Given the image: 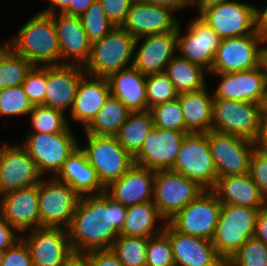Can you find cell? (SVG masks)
<instances>
[{
    "label": "cell",
    "mask_w": 267,
    "mask_h": 266,
    "mask_svg": "<svg viewBox=\"0 0 267 266\" xmlns=\"http://www.w3.org/2000/svg\"><path fill=\"white\" fill-rule=\"evenodd\" d=\"M221 77L213 99L253 102L263 105L267 91V71L263 63L250 70L214 73Z\"/></svg>",
    "instance_id": "19"
},
{
    "label": "cell",
    "mask_w": 267,
    "mask_h": 266,
    "mask_svg": "<svg viewBox=\"0 0 267 266\" xmlns=\"http://www.w3.org/2000/svg\"><path fill=\"white\" fill-rule=\"evenodd\" d=\"M163 220L164 224L155 231L157 220ZM165 218L160 214L153 201L139 203L127 207L126 218L119 235L128 237L150 238L164 232Z\"/></svg>",
    "instance_id": "32"
},
{
    "label": "cell",
    "mask_w": 267,
    "mask_h": 266,
    "mask_svg": "<svg viewBox=\"0 0 267 266\" xmlns=\"http://www.w3.org/2000/svg\"><path fill=\"white\" fill-rule=\"evenodd\" d=\"M94 1L95 0H72L71 5L63 13L81 17Z\"/></svg>",
    "instance_id": "53"
},
{
    "label": "cell",
    "mask_w": 267,
    "mask_h": 266,
    "mask_svg": "<svg viewBox=\"0 0 267 266\" xmlns=\"http://www.w3.org/2000/svg\"><path fill=\"white\" fill-rule=\"evenodd\" d=\"M152 129H154V123L149 110L131 112L115 137L123 148L134 157L140 151L143 141Z\"/></svg>",
    "instance_id": "35"
},
{
    "label": "cell",
    "mask_w": 267,
    "mask_h": 266,
    "mask_svg": "<svg viewBox=\"0 0 267 266\" xmlns=\"http://www.w3.org/2000/svg\"><path fill=\"white\" fill-rule=\"evenodd\" d=\"M32 108L33 104L29 101L22 85L0 90V115H28Z\"/></svg>",
    "instance_id": "42"
},
{
    "label": "cell",
    "mask_w": 267,
    "mask_h": 266,
    "mask_svg": "<svg viewBox=\"0 0 267 266\" xmlns=\"http://www.w3.org/2000/svg\"><path fill=\"white\" fill-rule=\"evenodd\" d=\"M204 191L197 182L180 173L155 171L153 202L166 222Z\"/></svg>",
    "instance_id": "10"
},
{
    "label": "cell",
    "mask_w": 267,
    "mask_h": 266,
    "mask_svg": "<svg viewBox=\"0 0 267 266\" xmlns=\"http://www.w3.org/2000/svg\"><path fill=\"white\" fill-rule=\"evenodd\" d=\"M81 65L47 66V88L44 106L61 111L72 107L81 78L85 75Z\"/></svg>",
    "instance_id": "26"
},
{
    "label": "cell",
    "mask_w": 267,
    "mask_h": 266,
    "mask_svg": "<svg viewBox=\"0 0 267 266\" xmlns=\"http://www.w3.org/2000/svg\"><path fill=\"white\" fill-rule=\"evenodd\" d=\"M110 95L107 78L85 74L79 82L77 94L71 107L72 118L74 121H80L85 129Z\"/></svg>",
    "instance_id": "27"
},
{
    "label": "cell",
    "mask_w": 267,
    "mask_h": 266,
    "mask_svg": "<svg viewBox=\"0 0 267 266\" xmlns=\"http://www.w3.org/2000/svg\"><path fill=\"white\" fill-rule=\"evenodd\" d=\"M253 237L267 245V205L258 212Z\"/></svg>",
    "instance_id": "51"
},
{
    "label": "cell",
    "mask_w": 267,
    "mask_h": 266,
    "mask_svg": "<svg viewBox=\"0 0 267 266\" xmlns=\"http://www.w3.org/2000/svg\"><path fill=\"white\" fill-rule=\"evenodd\" d=\"M54 177L68 184L80 197L105 192L96 170L88 163L80 146L67 158L63 167Z\"/></svg>",
    "instance_id": "29"
},
{
    "label": "cell",
    "mask_w": 267,
    "mask_h": 266,
    "mask_svg": "<svg viewBox=\"0 0 267 266\" xmlns=\"http://www.w3.org/2000/svg\"><path fill=\"white\" fill-rule=\"evenodd\" d=\"M22 145L33 159L41 176L50 171L57 175L67 158L79 147L70 131L58 133H30Z\"/></svg>",
    "instance_id": "7"
},
{
    "label": "cell",
    "mask_w": 267,
    "mask_h": 266,
    "mask_svg": "<svg viewBox=\"0 0 267 266\" xmlns=\"http://www.w3.org/2000/svg\"><path fill=\"white\" fill-rule=\"evenodd\" d=\"M155 171L134 164L120 179L112 182L105 193L125 207L153 201Z\"/></svg>",
    "instance_id": "24"
},
{
    "label": "cell",
    "mask_w": 267,
    "mask_h": 266,
    "mask_svg": "<svg viewBox=\"0 0 267 266\" xmlns=\"http://www.w3.org/2000/svg\"><path fill=\"white\" fill-rule=\"evenodd\" d=\"M53 22L61 50V65L84 66L90 57L91 42L83 28L81 18L56 13L53 14Z\"/></svg>",
    "instance_id": "23"
},
{
    "label": "cell",
    "mask_w": 267,
    "mask_h": 266,
    "mask_svg": "<svg viewBox=\"0 0 267 266\" xmlns=\"http://www.w3.org/2000/svg\"><path fill=\"white\" fill-rule=\"evenodd\" d=\"M6 44L33 66L61 65V50L53 15L38 12Z\"/></svg>",
    "instance_id": "2"
},
{
    "label": "cell",
    "mask_w": 267,
    "mask_h": 266,
    "mask_svg": "<svg viewBox=\"0 0 267 266\" xmlns=\"http://www.w3.org/2000/svg\"><path fill=\"white\" fill-rule=\"evenodd\" d=\"M3 258H4V252L0 251V266H2Z\"/></svg>",
    "instance_id": "61"
},
{
    "label": "cell",
    "mask_w": 267,
    "mask_h": 266,
    "mask_svg": "<svg viewBox=\"0 0 267 266\" xmlns=\"http://www.w3.org/2000/svg\"><path fill=\"white\" fill-rule=\"evenodd\" d=\"M180 24L177 26V49L179 56L188 59L210 71L221 38L200 17L194 18L188 25L187 34H180Z\"/></svg>",
    "instance_id": "18"
},
{
    "label": "cell",
    "mask_w": 267,
    "mask_h": 266,
    "mask_svg": "<svg viewBox=\"0 0 267 266\" xmlns=\"http://www.w3.org/2000/svg\"><path fill=\"white\" fill-rule=\"evenodd\" d=\"M20 238L17 231L0 214V251H6Z\"/></svg>",
    "instance_id": "50"
},
{
    "label": "cell",
    "mask_w": 267,
    "mask_h": 266,
    "mask_svg": "<svg viewBox=\"0 0 267 266\" xmlns=\"http://www.w3.org/2000/svg\"><path fill=\"white\" fill-rule=\"evenodd\" d=\"M126 212L127 207L105 192L80 197L67 228L74 253L111 249L123 227Z\"/></svg>",
    "instance_id": "1"
},
{
    "label": "cell",
    "mask_w": 267,
    "mask_h": 266,
    "mask_svg": "<svg viewBox=\"0 0 267 266\" xmlns=\"http://www.w3.org/2000/svg\"><path fill=\"white\" fill-rule=\"evenodd\" d=\"M257 33L263 41L267 40V6L262 11L257 8Z\"/></svg>",
    "instance_id": "56"
},
{
    "label": "cell",
    "mask_w": 267,
    "mask_h": 266,
    "mask_svg": "<svg viewBox=\"0 0 267 266\" xmlns=\"http://www.w3.org/2000/svg\"><path fill=\"white\" fill-rule=\"evenodd\" d=\"M80 196L54 176L39 182V228H64L71 224Z\"/></svg>",
    "instance_id": "9"
},
{
    "label": "cell",
    "mask_w": 267,
    "mask_h": 266,
    "mask_svg": "<svg viewBox=\"0 0 267 266\" xmlns=\"http://www.w3.org/2000/svg\"><path fill=\"white\" fill-rule=\"evenodd\" d=\"M87 146L80 149L88 163L96 170L104 188L120 179L134 164V157L117 141L115 136L86 134Z\"/></svg>",
    "instance_id": "5"
},
{
    "label": "cell",
    "mask_w": 267,
    "mask_h": 266,
    "mask_svg": "<svg viewBox=\"0 0 267 266\" xmlns=\"http://www.w3.org/2000/svg\"><path fill=\"white\" fill-rule=\"evenodd\" d=\"M263 112L267 114V91H266V96H265V100L263 103Z\"/></svg>",
    "instance_id": "60"
},
{
    "label": "cell",
    "mask_w": 267,
    "mask_h": 266,
    "mask_svg": "<svg viewBox=\"0 0 267 266\" xmlns=\"http://www.w3.org/2000/svg\"><path fill=\"white\" fill-rule=\"evenodd\" d=\"M146 91L147 110L178 98L174 85L164 72L146 76Z\"/></svg>",
    "instance_id": "41"
},
{
    "label": "cell",
    "mask_w": 267,
    "mask_h": 266,
    "mask_svg": "<svg viewBox=\"0 0 267 266\" xmlns=\"http://www.w3.org/2000/svg\"><path fill=\"white\" fill-rule=\"evenodd\" d=\"M164 233L170 239L175 266H226L211 240L181 233L169 222Z\"/></svg>",
    "instance_id": "22"
},
{
    "label": "cell",
    "mask_w": 267,
    "mask_h": 266,
    "mask_svg": "<svg viewBox=\"0 0 267 266\" xmlns=\"http://www.w3.org/2000/svg\"><path fill=\"white\" fill-rule=\"evenodd\" d=\"M263 42L257 30L246 36L221 39L209 73H232L260 66Z\"/></svg>",
    "instance_id": "13"
},
{
    "label": "cell",
    "mask_w": 267,
    "mask_h": 266,
    "mask_svg": "<svg viewBox=\"0 0 267 266\" xmlns=\"http://www.w3.org/2000/svg\"><path fill=\"white\" fill-rule=\"evenodd\" d=\"M80 18L91 43L102 39L115 27L99 0H95Z\"/></svg>",
    "instance_id": "39"
},
{
    "label": "cell",
    "mask_w": 267,
    "mask_h": 266,
    "mask_svg": "<svg viewBox=\"0 0 267 266\" xmlns=\"http://www.w3.org/2000/svg\"><path fill=\"white\" fill-rule=\"evenodd\" d=\"M146 266H175L170 239L164 232L148 238Z\"/></svg>",
    "instance_id": "44"
},
{
    "label": "cell",
    "mask_w": 267,
    "mask_h": 266,
    "mask_svg": "<svg viewBox=\"0 0 267 266\" xmlns=\"http://www.w3.org/2000/svg\"><path fill=\"white\" fill-rule=\"evenodd\" d=\"M0 197V214L17 232L39 228V184Z\"/></svg>",
    "instance_id": "21"
},
{
    "label": "cell",
    "mask_w": 267,
    "mask_h": 266,
    "mask_svg": "<svg viewBox=\"0 0 267 266\" xmlns=\"http://www.w3.org/2000/svg\"><path fill=\"white\" fill-rule=\"evenodd\" d=\"M254 146L257 150L267 153V114L263 112L258 134L254 140Z\"/></svg>",
    "instance_id": "52"
},
{
    "label": "cell",
    "mask_w": 267,
    "mask_h": 266,
    "mask_svg": "<svg viewBox=\"0 0 267 266\" xmlns=\"http://www.w3.org/2000/svg\"><path fill=\"white\" fill-rule=\"evenodd\" d=\"M2 266H33L28 246L22 238L4 251Z\"/></svg>",
    "instance_id": "47"
},
{
    "label": "cell",
    "mask_w": 267,
    "mask_h": 266,
    "mask_svg": "<svg viewBox=\"0 0 267 266\" xmlns=\"http://www.w3.org/2000/svg\"><path fill=\"white\" fill-rule=\"evenodd\" d=\"M265 43L267 44V40L263 42V58H262V63L265 67V70L267 71V45L265 46Z\"/></svg>",
    "instance_id": "59"
},
{
    "label": "cell",
    "mask_w": 267,
    "mask_h": 266,
    "mask_svg": "<svg viewBox=\"0 0 267 266\" xmlns=\"http://www.w3.org/2000/svg\"><path fill=\"white\" fill-rule=\"evenodd\" d=\"M262 114L263 105L257 103L213 99L212 130L254 141Z\"/></svg>",
    "instance_id": "8"
},
{
    "label": "cell",
    "mask_w": 267,
    "mask_h": 266,
    "mask_svg": "<svg viewBox=\"0 0 267 266\" xmlns=\"http://www.w3.org/2000/svg\"><path fill=\"white\" fill-rule=\"evenodd\" d=\"M148 238L119 235L110 250L123 266H146Z\"/></svg>",
    "instance_id": "37"
},
{
    "label": "cell",
    "mask_w": 267,
    "mask_h": 266,
    "mask_svg": "<svg viewBox=\"0 0 267 266\" xmlns=\"http://www.w3.org/2000/svg\"><path fill=\"white\" fill-rule=\"evenodd\" d=\"M208 144L219 177L249 173L254 141L232 135L208 132Z\"/></svg>",
    "instance_id": "14"
},
{
    "label": "cell",
    "mask_w": 267,
    "mask_h": 266,
    "mask_svg": "<svg viewBox=\"0 0 267 266\" xmlns=\"http://www.w3.org/2000/svg\"><path fill=\"white\" fill-rule=\"evenodd\" d=\"M261 208L222 204L212 238L218 256L227 263L241 246L253 237L256 218Z\"/></svg>",
    "instance_id": "4"
},
{
    "label": "cell",
    "mask_w": 267,
    "mask_h": 266,
    "mask_svg": "<svg viewBox=\"0 0 267 266\" xmlns=\"http://www.w3.org/2000/svg\"><path fill=\"white\" fill-rule=\"evenodd\" d=\"M226 266H267V245L254 237L249 238Z\"/></svg>",
    "instance_id": "43"
},
{
    "label": "cell",
    "mask_w": 267,
    "mask_h": 266,
    "mask_svg": "<svg viewBox=\"0 0 267 266\" xmlns=\"http://www.w3.org/2000/svg\"><path fill=\"white\" fill-rule=\"evenodd\" d=\"M49 1L50 6L45 10H42L40 12L45 14H56L57 10H59V13H63L72 3V0H46ZM59 8V9H58Z\"/></svg>",
    "instance_id": "55"
},
{
    "label": "cell",
    "mask_w": 267,
    "mask_h": 266,
    "mask_svg": "<svg viewBox=\"0 0 267 266\" xmlns=\"http://www.w3.org/2000/svg\"><path fill=\"white\" fill-rule=\"evenodd\" d=\"M199 16L221 39L242 37L257 30V7L241 1L215 5Z\"/></svg>",
    "instance_id": "11"
},
{
    "label": "cell",
    "mask_w": 267,
    "mask_h": 266,
    "mask_svg": "<svg viewBox=\"0 0 267 266\" xmlns=\"http://www.w3.org/2000/svg\"><path fill=\"white\" fill-rule=\"evenodd\" d=\"M42 176L21 144L0 147V196L13 190L39 184Z\"/></svg>",
    "instance_id": "16"
},
{
    "label": "cell",
    "mask_w": 267,
    "mask_h": 266,
    "mask_svg": "<svg viewBox=\"0 0 267 266\" xmlns=\"http://www.w3.org/2000/svg\"><path fill=\"white\" fill-rule=\"evenodd\" d=\"M204 72L208 73L202 66L175 55L164 73L171 80L176 92L181 94L205 88Z\"/></svg>",
    "instance_id": "33"
},
{
    "label": "cell",
    "mask_w": 267,
    "mask_h": 266,
    "mask_svg": "<svg viewBox=\"0 0 267 266\" xmlns=\"http://www.w3.org/2000/svg\"><path fill=\"white\" fill-rule=\"evenodd\" d=\"M228 1L231 0H193V3L196 4L198 15H200L204 10Z\"/></svg>",
    "instance_id": "57"
},
{
    "label": "cell",
    "mask_w": 267,
    "mask_h": 266,
    "mask_svg": "<svg viewBox=\"0 0 267 266\" xmlns=\"http://www.w3.org/2000/svg\"><path fill=\"white\" fill-rule=\"evenodd\" d=\"M154 127L185 132V123L179 100L157 104L149 109Z\"/></svg>",
    "instance_id": "40"
},
{
    "label": "cell",
    "mask_w": 267,
    "mask_h": 266,
    "mask_svg": "<svg viewBox=\"0 0 267 266\" xmlns=\"http://www.w3.org/2000/svg\"><path fill=\"white\" fill-rule=\"evenodd\" d=\"M186 133H207L212 130L213 94L207 88L178 94Z\"/></svg>",
    "instance_id": "31"
},
{
    "label": "cell",
    "mask_w": 267,
    "mask_h": 266,
    "mask_svg": "<svg viewBox=\"0 0 267 266\" xmlns=\"http://www.w3.org/2000/svg\"><path fill=\"white\" fill-rule=\"evenodd\" d=\"M109 20L116 26L126 21L128 11L134 0H99Z\"/></svg>",
    "instance_id": "48"
},
{
    "label": "cell",
    "mask_w": 267,
    "mask_h": 266,
    "mask_svg": "<svg viewBox=\"0 0 267 266\" xmlns=\"http://www.w3.org/2000/svg\"><path fill=\"white\" fill-rule=\"evenodd\" d=\"M141 38L145 40L133 57L132 66L145 76L165 72L177 50L176 31Z\"/></svg>",
    "instance_id": "25"
},
{
    "label": "cell",
    "mask_w": 267,
    "mask_h": 266,
    "mask_svg": "<svg viewBox=\"0 0 267 266\" xmlns=\"http://www.w3.org/2000/svg\"><path fill=\"white\" fill-rule=\"evenodd\" d=\"M90 266H123L112 250H93L83 254Z\"/></svg>",
    "instance_id": "49"
},
{
    "label": "cell",
    "mask_w": 267,
    "mask_h": 266,
    "mask_svg": "<svg viewBox=\"0 0 267 266\" xmlns=\"http://www.w3.org/2000/svg\"><path fill=\"white\" fill-rule=\"evenodd\" d=\"M21 237L28 246L33 266H63L75 253L68 230L40 227Z\"/></svg>",
    "instance_id": "15"
},
{
    "label": "cell",
    "mask_w": 267,
    "mask_h": 266,
    "mask_svg": "<svg viewBox=\"0 0 267 266\" xmlns=\"http://www.w3.org/2000/svg\"><path fill=\"white\" fill-rule=\"evenodd\" d=\"M146 3L155 5H165L171 7L175 12L183 7H187L190 4H194L193 0H141Z\"/></svg>",
    "instance_id": "54"
},
{
    "label": "cell",
    "mask_w": 267,
    "mask_h": 266,
    "mask_svg": "<svg viewBox=\"0 0 267 266\" xmlns=\"http://www.w3.org/2000/svg\"><path fill=\"white\" fill-rule=\"evenodd\" d=\"M130 113L131 111L118 98L110 95L84 132L92 135L115 136Z\"/></svg>",
    "instance_id": "34"
},
{
    "label": "cell",
    "mask_w": 267,
    "mask_h": 266,
    "mask_svg": "<svg viewBox=\"0 0 267 266\" xmlns=\"http://www.w3.org/2000/svg\"><path fill=\"white\" fill-rule=\"evenodd\" d=\"M249 175L267 199V153L255 149L250 160Z\"/></svg>",
    "instance_id": "46"
},
{
    "label": "cell",
    "mask_w": 267,
    "mask_h": 266,
    "mask_svg": "<svg viewBox=\"0 0 267 266\" xmlns=\"http://www.w3.org/2000/svg\"><path fill=\"white\" fill-rule=\"evenodd\" d=\"M178 24L171 7L134 0L122 27L140 42L143 36L177 31Z\"/></svg>",
    "instance_id": "20"
},
{
    "label": "cell",
    "mask_w": 267,
    "mask_h": 266,
    "mask_svg": "<svg viewBox=\"0 0 267 266\" xmlns=\"http://www.w3.org/2000/svg\"><path fill=\"white\" fill-rule=\"evenodd\" d=\"M222 203L212 190H205L168 221L177 231L212 240Z\"/></svg>",
    "instance_id": "12"
},
{
    "label": "cell",
    "mask_w": 267,
    "mask_h": 266,
    "mask_svg": "<svg viewBox=\"0 0 267 266\" xmlns=\"http://www.w3.org/2000/svg\"><path fill=\"white\" fill-rule=\"evenodd\" d=\"M63 266H90L83 254H74Z\"/></svg>",
    "instance_id": "58"
},
{
    "label": "cell",
    "mask_w": 267,
    "mask_h": 266,
    "mask_svg": "<svg viewBox=\"0 0 267 266\" xmlns=\"http://www.w3.org/2000/svg\"><path fill=\"white\" fill-rule=\"evenodd\" d=\"M138 44V40L122 26L114 27L102 39L91 43L90 57L83 66L85 73L108 78L113 73L131 67Z\"/></svg>",
    "instance_id": "3"
},
{
    "label": "cell",
    "mask_w": 267,
    "mask_h": 266,
    "mask_svg": "<svg viewBox=\"0 0 267 266\" xmlns=\"http://www.w3.org/2000/svg\"><path fill=\"white\" fill-rule=\"evenodd\" d=\"M212 191L222 204L263 208L267 199L249 173L219 177Z\"/></svg>",
    "instance_id": "28"
},
{
    "label": "cell",
    "mask_w": 267,
    "mask_h": 266,
    "mask_svg": "<svg viewBox=\"0 0 267 266\" xmlns=\"http://www.w3.org/2000/svg\"><path fill=\"white\" fill-rule=\"evenodd\" d=\"M187 134L189 133L154 127L134 156L135 164L153 171L171 170Z\"/></svg>",
    "instance_id": "17"
},
{
    "label": "cell",
    "mask_w": 267,
    "mask_h": 266,
    "mask_svg": "<svg viewBox=\"0 0 267 266\" xmlns=\"http://www.w3.org/2000/svg\"><path fill=\"white\" fill-rule=\"evenodd\" d=\"M171 170L197 182L205 190L215 187L218 174L210 153L208 132L185 136Z\"/></svg>",
    "instance_id": "6"
},
{
    "label": "cell",
    "mask_w": 267,
    "mask_h": 266,
    "mask_svg": "<svg viewBox=\"0 0 267 266\" xmlns=\"http://www.w3.org/2000/svg\"><path fill=\"white\" fill-rule=\"evenodd\" d=\"M29 101L34 105H44L47 88V66H33L22 83Z\"/></svg>",
    "instance_id": "45"
},
{
    "label": "cell",
    "mask_w": 267,
    "mask_h": 266,
    "mask_svg": "<svg viewBox=\"0 0 267 266\" xmlns=\"http://www.w3.org/2000/svg\"><path fill=\"white\" fill-rule=\"evenodd\" d=\"M111 96L118 98L131 112L147 111L146 76L133 66L107 78Z\"/></svg>",
    "instance_id": "30"
},
{
    "label": "cell",
    "mask_w": 267,
    "mask_h": 266,
    "mask_svg": "<svg viewBox=\"0 0 267 266\" xmlns=\"http://www.w3.org/2000/svg\"><path fill=\"white\" fill-rule=\"evenodd\" d=\"M33 65L6 43L0 46V90L22 85Z\"/></svg>",
    "instance_id": "36"
},
{
    "label": "cell",
    "mask_w": 267,
    "mask_h": 266,
    "mask_svg": "<svg viewBox=\"0 0 267 266\" xmlns=\"http://www.w3.org/2000/svg\"><path fill=\"white\" fill-rule=\"evenodd\" d=\"M31 115L32 133L66 132L70 128L63 111L44 105H34Z\"/></svg>",
    "instance_id": "38"
}]
</instances>
